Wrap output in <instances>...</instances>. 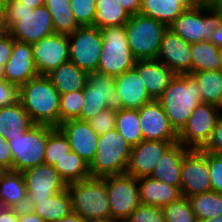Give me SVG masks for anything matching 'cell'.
<instances>
[{"label":"cell","instance_id":"cell-1","mask_svg":"<svg viewBox=\"0 0 222 222\" xmlns=\"http://www.w3.org/2000/svg\"><path fill=\"white\" fill-rule=\"evenodd\" d=\"M3 11L8 34L16 41L33 44L55 33L45 5L33 9L20 0H6Z\"/></svg>","mask_w":222,"mask_h":222},{"label":"cell","instance_id":"cell-2","mask_svg":"<svg viewBox=\"0 0 222 222\" xmlns=\"http://www.w3.org/2000/svg\"><path fill=\"white\" fill-rule=\"evenodd\" d=\"M19 102L34 124L59 127L60 93L46 75L19 86Z\"/></svg>","mask_w":222,"mask_h":222},{"label":"cell","instance_id":"cell-3","mask_svg":"<svg viewBox=\"0 0 222 222\" xmlns=\"http://www.w3.org/2000/svg\"><path fill=\"white\" fill-rule=\"evenodd\" d=\"M157 100L177 133L186 125L196 106L203 103L198 83L191 74L175 75Z\"/></svg>","mask_w":222,"mask_h":222},{"label":"cell","instance_id":"cell-4","mask_svg":"<svg viewBox=\"0 0 222 222\" xmlns=\"http://www.w3.org/2000/svg\"><path fill=\"white\" fill-rule=\"evenodd\" d=\"M67 189L72 198V211L87 222H112L105 181L91 177L71 183Z\"/></svg>","mask_w":222,"mask_h":222},{"label":"cell","instance_id":"cell-5","mask_svg":"<svg viewBox=\"0 0 222 222\" xmlns=\"http://www.w3.org/2000/svg\"><path fill=\"white\" fill-rule=\"evenodd\" d=\"M132 146L116 129L99 136L94 160L89 165L91 177L124 174Z\"/></svg>","mask_w":222,"mask_h":222},{"label":"cell","instance_id":"cell-6","mask_svg":"<svg viewBox=\"0 0 222 222\" xmlns=\"http://www.w3.org/2000/svg\"><path fill=\"white\" fill-rule=\"evenodd\" d=\"M128 46L138 59H156L168 26L140 13L131 15L125 24Z\"/></svg>","mask_w":222,"mask_h":222},{"label":"cell","instance_id":"cell-7","mask_svg":"<svg viewBox=\"0 0 222 222\" xmlns=\"http://www.w3.org/2000/svg\"><path fill=\"white\" fill-rule=\"evenodd\" d=\"M103 49L97 72L118 77L134 68L136 58L128 46L125 25L100 29Z\"/></svg>","mask_w":222,"mask_h":222},{"label":"cell","instance_id":"cell-8","mask_svg":"<svg viewBox=\"0 0 222 222\" xmlns=\"http://www.w3.org/2000/svg\"><path fill=\"white\" fill-rule=\"evenodd\" d=\"M54 129L35 124L25 133H19L7 141L13 155V171L23 172L45 163L47 138Z\"/></svg>","mask_w":222,"mask_h":222},{"label":"cell","instance_id":"cell-9","mask_svg":"<svg viewBox=\"0 0 222 222\" xmlns=\"http://www.w3.org/2000/svg\"><path fill=\"white\" fill-rule=\"evenodd\" d=\"M83 96L84 104L80 114L82 121L88 122L106 108L116 112L123 109L113 76L97 71L89 73Z\"/></svg>","mask_w":222,"mask_h":222},{"label":"cell","instance_id":"cell-10","mask_svg":"<svg viewBox=\"0 0 222 222\" xmlns=\"http://www.w3.org/2000/svg\"><path fill=\"white\" fill-rule=\"evenodd\" d=\"M222 21V16L210 6L185 9L168 28L192 44L209 40Z\"/></svg>","mask_w":222,"mask_h":222},{"label":"cell","instance_id":"cell-11","mask_svg":"<svg viewBox=\"0 0 222 222\" xmlns=\"http://www.w3.org/2000/svg\"><path fill=\"white\" fill-rule=\"evenodd\" d=\"M106 184L112 222H124L141 204L137 178L128 174L101 177Z\"/></svg>","mask_w":222,"mask_h":222},{"label":"cell","instance_id":"cell-12","mask_svg":"<svg viewBox=\"0 0 222 222\" xmlns=\"http://www.w3.org/2000/svg\"><path fill=\"white\" fill-rule=\"evenodd\" d=\"M69 61L88 73L97 71L103 49V37L95 26H79L68 34Z\"/></svg>","mask_w":222,"mask_h":222},{"label":"cell","instance_id":"cell-13","mask_svg":"<svg viewBox=\"0 0 222 222\" xmlns=\"http://www.w3.org/2000/svg\"><path fill=\"white\" fill-rule=\"evenodd\" d=\"M220 116V112L213 104L197 105L186 125L178 133L177 141L188 149H203L210 140Z\"/></svg>","mask_w":222,"mask_h":222},{"label":"cell","instance_id":"cell-14","mask_svg":"<svg viewBox=\"0 0 222 222\" xmlns=\"http://www.w3.org/2000/svg\"><path fill=\"white\" fill-rule=\"evenodd\" d=\"M180 176L182 196L189 198L211 191L208 151L190 149L182 160Z\"/></svg>","mask_w":222,"mask_h":222},{"label":"cell","instance_id":"cell-15","mask_svg":"<svg viewBox=\"0 0 222 222\" xmlns=\"http://www.w3.org/2000/svg\"><path fill=\"white\" fill-rule=\"evenodd\" d=\"M22 174L27 189L26 208L28 209L35 205L37 200L50 198L67 189L68 186L54 166L45 163L27 169Z\"/></svg>","mask_w":222,"mask_h":222},{"label":"cell","instance_id":"cell-16","mask_svg":"<svg viewBox=\"0 0 222 222\" xmlns=\"http://www.w3.org/2000/svg\"><path fill=\"white\" fill-rule=\"evenodd\" d=\"M32 45L34 65L39 75H47L69 61L68 35L54 33Z\"/></svg>","mask_w":222,"mask_h":222},{"label":"cell","instance_id":"cell-17","mask_svg":"<svg viewBox=\"0 0 222 222\" xmlns=\"http://www.w3.org/2000/svg\"><path fill=\"white\" fill-rule=\"evenodd\" d=\"M176 142L142 140L132 146L125 174L135 178L150 176L166 150Z\"/></svg>","mask_w":222,"mask_h":222},{"label":"cell","instance_id":"cell-18","mask_svg":"<svg viewBox=\"0 0 222 222\" xmlns=\"http://www.w3.org/2000/svg\"><path fill=\"white\" fill-rule=\"evenodd\" d=\"M156 59L164 63L175 75L192 73L191 44L169 28L163 35Z\"/></svg>","mask_w":222,"mask_h":222},{"label":"cell","instance_id":"cell-19","mask_svg":"<svg viewBox=\"0 0 222 222\" xmlns=\"http://www.w3.org/2000/svg\"><path fill=\"white\" fill-rule=\"evenodd\" d=\"M139 120L143 140L177 141L178 133L158 100H151L139 109Z\"/></svg>","mask_w":222,"mask_h":222},{"label":"cell","instance_id":"cell-20","mask_svg":"<svg viewBox=\"0 0 222 222\" xmlns=\"http://www.w3.org/2000/svg\"><path fill=\"white\" fill-rule=\"evenodd\" d=\"M58 128L68 138L71 150L90 165L96 155L99 135L89 122L71 119L62 122Z\"/></svg>","mask_w":222,"mask_h":222},{"label":"cell","instance_id":"cell-21","mask_svg":"<svg viewBox=\"0 0 222 222\" xmlns=\"http://www.w3.org/2000/svg\"><path fill=\"white\" fill-rule=\"evenodd\" d=\"M38 75L32 45L14 40L11 57L4 65V79L21 86Z\"/></svg>","mask_w":222,"mask_h":222},{"label":"cell","instance_id":"cell-22","mask_svg":"<svg viewBox=\"0 0 222 222\" xmlns=\"http://www.w3.org/2000/svg\"><path fill=\"white\" fill-rule=\"evenodd\" d=\"M134 69L147 89L149 96L157 100L175 74L158 59H138Z\"/></svg>","mask_w":222,"mask_h":222},{"label":"cell","instance_id":"cell-23","mask_svg":"<svg viewBox=\"0 0 222 222\" xmlns=\"http://www.w3.org/2000/svg\"><path fill=\"white\" fill-rule=\"evenodd\" d=\"M115 82L123 109H140L153 100L134 68L116 77Z\"/></svg>","mask_w":222,"mask_h":222},{"label":"cell","instance_id":"cell-24","mask_svg":"<svg viewBox=\"0 0 222 222\" xmlns=\"http://www.w3.org/2000/svg\"><path fill=\"white\" fill-rule=\"evenodd\" d=\"M189 150L179 142L173 143L163 154L150 176L155 180L181 189L182 160Z\"/></svg>","mask_w":222,"mask_h":222},{"label":"cell","instance_id":"cell-25","mask_svg":"<svg viewBox=\"0 0 222 222\" xmlns=\"http://www.w3.org/2000/svg\"><path fill=\"white\" fill-rule=\"evenodd\" d=\"M137 182L140 202L143 205L163 208L182 196L178 187L155 180L151 176L139 177Z\"/></svg>","mask_w":222,"mask_h":222},{"label":"cell","instance_id":"cell-26","mask_svg":"<svg viewBox=\"0 0 222 222\" xmlns=\"http://www.w3.org/2000/svg\"><path fill=\"white\" fill-rule=\"evenodd\" d=\"M88 75V72L78 68L73 62L67 61L46 76L60 95H62L83 90L86 86Z\"/></svg>","mask_w":222,"mask_h":222},{"label":"cell","instance_id":"cell-27","mask_svg":"<svg viewBox=\"0 0 222 222\" xmlns=\"http://www.w3.org/2000/svg\"><path fill=\"white\" fill-rule=\"evenodd\" d=\"M27 205V189L22 172L8 170L0 182V206L22 209Z\"/></svg>","mask_w":222,"mask_h":222},{"label":"cell","instance_id":"cell-28","mask_svg":"<svg viewBox=\"0 0 222 222\" xmlns=\"http://www.w3.org/2000/svg\"><path fill=\"white\" fill-rule=\"evenodd\" d=\"M35 125L21 103L0 108V135L7 141Z\"/></svg>","mask_w":222,"mask_h":222},{"label":"cell","instance_id":"cell-29","mask_svg":"<svg viewBox=\"0 0 222 222\" xmlns=\"http://www.w3.org/2000/svg\"><path fill=\"white\" fill-rule=\"evenodd\" d=\"M30 209L45 222H55L73 212L72 198L68 189H65L50 198L37 200Z\"/></svg>","mask_w":222,"mask_h":222},{"label":"cell","instance_id":"cell-30","mask_svg":"<svg viewBox=\"0 0 222 222\" xmlns=\"http://www.w3.org/2000/svg\"><path fill=\"white\" fill-rule=\"evenodd\" d=\"M188 8L191 7L184 0H142L139 13L169 26Z\"/></svg>","mask_w":222,"mask_h":222},{"label":"cell","instance_id":"cell-31","mask_svg":"<svg viewBox=\"0 0 222 222\" xmlns=\"http://www.w3.org/2000/svg\"><path fill=\"white\" fill-rule=\"evenodd\" d=\"M93 26L102 29L125 25L130 14L116 0H96Z\"/></svg>","mask_w":222,"mask_h":222},{"label":"cell","instance_id":"cell-32","mask_svg":"<svg viewBox=\"0 0 222 222\" xmlns=\"http://www.w3.org/2000/svg\"><path fill=\"white\" fill-rule=\"evenodd\" d=\"M192 73L220 70L221 49L209 40L191 44Z\"/></svg>","mask_w":222,"mask_h":222},{"label":"cell","instance_id":"cell-33","mask_svg":"<svg viewBox=\"0 0 222 222\" xmlns=\"http://www.w3.org/2000/svg\"><path fill=\"white\" fill-rule=\"evenodd\" d=\"M53 166L67 185L91 178L88 163L72 150Z\"/></svg>","mask_w":222,"mask_h":222},{"label":"cell","instance_id":"cell-34","mask_svg":"<svg viewBox=\"0 0 222 222\" xmlns=\"http://www.w3.org/2000/svg\"><path fill=\"white\" fill-rule=\"evenodd\" d=\"M44 5L52 17L55 33L68 35L79 27L75 21L70 0H45Z\"/></svg>","mask_w":222,"mask_h":222},{"label":"cell","instance_id":"cell-35","mask_svg":"<svg viewBox=\"0 0 222 222\" xmlns=\"http://www.w3.org/2000/svg\"><path fill=\"white\" fill-rule=\"evenodd\" d=\"M115 129L131 145L143 140L140 127L139 109H122L116 112Z\"/></svg>","mask_w":222,"mask_h":222},{"label":"cell","instance_id":"cell-36","mask_svg":"<svg viewBox=\"0 0 222 222\" xmlns=\"http://www.w3.org/2000/svg\"><path fill=\"white\" fill-rule=\"evenodd\" d=\"M198 220L212 219L222 215V193L209 191L189 197Z\"/></svg>","mask_w":222,"mask_h":222},{"label":"cell","instance_id":"cell-37","mask_svg":"<svg viewBox=\"0 0 222 222\" xmlns=\"http://www.w3.org/2000/svg\"><path fill=\"white\" fill-rule=\"evenodd\" d=\"M191 75L198 83L202 102L215 105L222 91V71H199Z\"/></svg>","mask_w":222,"mask_h":222},{"label":"cell","instance_id":"cell-38","mask_svg":"<svg viewBox=\"0 0 222 222\" xmlns=\"http://www.w3.org/2000/svg\"><path fill=\"white\" fill-rule=\"evenodd\" d=\"M68 138L59 128H55L47 138L46 149L44 153L45 164L54 165L58 160L70 152Z\"/></svg>","mask_w":222,"mask_h":222},{"label":"cell","instance_id":"cell-39","mask_svg":"<svg viewBox=\"0 0 222 222\" xmlns=\"http://www.w3.org/2000/svg\"><path fill=\"white\" fill-rule=\"evenodd\" d=\"M162 209L166 222H198L188 197L181 196Z\"/></svg>","mask_w":222,"mask_h":222},{"label":"cell","instance_id":"cell-40","mask_svg":"<svg viewBox=\"0 0 222 222\" xmlns=\"http://www.w3.org/2000/svg\"><path fill=\"white\" fill-rule=\"evenodd\" d=\"M84 104L83 90L60 95L59 125L67 120L79 119Z\"/></svg>","mask_w":222,"mask_h":222},{"label":"cell","instance_id":"cell-41","mask_svg":"<svg viewBox=\"0 0 222 222\" xmlns=\"http://www.w3.org/2000/svg\"><path fill=\"white\" fill-rule=\"evenodd\" d=\"M95 3L96 0H70L75 21L79 26H93Z\"/></svg>","mask_w":222,"mask_h":222},{"label":"cell","instance_id":"cell-42","mask_svg":"<svg viewBox=\"0 0 222 222\" xmlns=\"http://www.w3.org/2000/svg\"><path fill=\"white\" fill-rule=\"evenodd\" d=\"M124 222H166L160 207L140 204Z\"/></svg>","mask_w":222,"mask_h":222},{"label":"cell","instance_id":"cell-43","mask_svg":"<svg viewBox=\"0 0 222 222\" xmlns=\"http://www.w3.org/2000/svg\"><path fill=\"white\" fill-rule=\"evenodd\" d=\"M116 111L108 108L100 111L94 118L89 120L91 128L100 136L115 129Z\"/></svg>","mask_w":222,"mask_h":222},{"label":"cell","instance_id":"cell-44","mask_svg":"<svg viewBox=\"0 0 222 222\" xmlns=\"http://www.w3.org/2000/svg\"><path fill=\"white\" fill-rule=\"evenodd\" d=\"M208 167L212 191L222 193V155L208 152Z\"/></svg>","mask_w":222,"mask_h":222},{"label":"cell","instance_id":"cell-45","mask_svg":"<svg viewBox=\"0 0 222 222\" xmlns=\"http://www.w3.org/2000/svg\"><path fill=\"white\" fill-rule=\"evenodd\" d=\"M19 102V86L0 79V108L15 105Z\"/></svg>","mask_w":222,"mask_h":222},{"label":"cell","instance_id":"cell-46","mask_svg":"<svg viewBox=\"0 0 222 222\" xmlns=\"http://www.w3.org/2000/svg\"><path fill=\"white\" fill-rule=\"evenodd\" d=\"M202 150L216 155H222V115L218 118L212 136Z\"/></svg>","mask_w":222,"mask_h":222},{"label":"cell","instance_id":"cell-47","mask_svg":"<svg viewBox=\"0 0 222 222\" xmlns=\"http://www.w3.org/2000/svg\"><path fill=\"white\" fill-rule=\"evenodd\" d=\"M13 44L14 39L9 34L0 38V79L4 78V65L11 57Z\"/></svg>","mask_w":222,"mask_h":222},{"label":"cell","instance_id":"cell-48","mask_svg":"<svg viewBox=\"0 0 222 222\" xmlns=\"http://www.w3.org/2000/svg\"><path fill=\"white\" fill-rule=\"evenodd\" d=\"M0 165L13 170V155L5 137L0 135Z\"/></svg>","mask_w":222,"mask_h":222},{"label":"cell","instance_id":"cell-49","mask_svg":"<svg viewBox=\"0 0 222 222\" xmlns=\"http://www.w3.org/2000/svg\"><path fill=\"white\" fill-rule=\"evenodd\" d=\"M18 222H45L35 212L28 208L18 209Z\"/></svg>","mask_w":222,"mask_h":222},{"label":"cell","instance_id":"cell-50","mask_svg":"<svg viewBox=\"0 0 222 222\" xmlns=\"http://www.w3.org/2000/svg\"><path fill=\"white\" fill-rule=\"evenodd\" d=\"M0 222H18V209L0 206Z\"/></svg>","mask_w":222,"mask_h":222},{"label":"cell","instance_id":"cell-51","mask_svg":"<svg viewBox=\"0 0 222 222\" xmlns=\"http://www.w3.org/2000/svg\"><path fill=\"white\" fill-rule=\"evenodd\" d=\"M130 15L140 12L142 0H116Z\"/></svg>","mask_w":222,"mask_h":222},{"label":"cell","instance_id":"cell-52","mask_svg":"<svg viewBox=\"0 0 222 222\" xmlns=\"http://www.w3.org/2000/svg\"><path fill=\"white\" fill-rule=\"evenodd\" d=\"M209 41L219 49H222V21L215 32L210 36Z\"/></svg>","mask_w":222,"mask_h":222},{"label":"cell","instance_id":"cell-53","mask_svg":"<svg viewBox=\"0 0 222 222\" xmlns=\"http://www.w3.org/2000/svg\"><path fill=\"white\" fill-rule=\"evenodd\" d=\"M55 222H87V221L83 219L80 215L72 212L70 215L63 217Z\"/></svg>","mask_w":222,"mask_h":222},{"label":"cell","instance_id":"cell-54","mask_svg":"<svg viewBox=\"0 0 222 222\" xmlns=\"http://www.w3.org/2000/svg\"><path fill=\"white\" fill-rule=\"evenodd\" d=\"M190 7L210 6L212 0H184Z\"/></svg>","mask_w":222,"mask_h":222},{"label":"cell","instance_id":"cell-55","mask_svg":"<svg viewBox=\"0 0 222 222\" xmlns=\"http://www.w3.org/2000/svg\"><path fill=\"white\" fill-rule=\"evenodd\" d=\"M8 34V29L6 27L4 11L3 8H0V38Z\"/></svg>","mask_w":222,"mask_h":222},{"label":"cell","instance_id":"cell-56","mask_svg":"<svg viewBox=\"0 0 222 222\" xmlns=\"http://www.w3.org/2000/svg\"><path fill=\"white\" fill-rule=\"evenodd\" d=\"M22 1L25 5L31 6V8H36L43 6L45 3V0H20Z\"/></svg>","mask_w":222,"mask_h":222},{"label":"cell","instance_id":"cell-57","mask_svg":"<svg viewBox=\"0 0 222 222\" xmlns=\"http://www.w3.org/2000/svg\"><path fill=\"white\" fill-rule=\"evenodd\" d=\"M211 5L222 16V0H212Z\"/></svg>","mask_w":222,"mask_h":222},{"label":"cell","instance_id":"cell-58","mask_svg":"<svg viewBox=\"0 0 222 222\" xmlns=\"http://www.w3.org/2000/svg\"><path fill=\"white\" fill-rule=\"evenodd\" d=\"M215 107L218 109V111L222 115V91H221L220 96L217 100V103L215 104Z\"/></svg>","mask_w":222,"mask_h":222},{"label":"cell","instance_id":"cell-59","mask_svg":"<svg viewBox=\"0 0 222 222\" xmlns=\"http://www.w3.org/2000/svg\"><path fill=\"white\" fill-rule=\"evenodd\" d=\"M198 222H222V215H219L212 219L198 220Z\"/></svg>","mask_w":222,"mask_h":222},{"label":"cell","instance_id":"cell-60","mask_svg":"<svg viewBox=\"0 0 222 222\" xmlns=\"http://www.w3.org/2000/svg\"><path fill=\"white\" fill-rule=\"evenodd\" d=\"M8 169H6L4 166L0 165V182L3 179L4 175L7 173Z\"/></svg>","mask_w":222,"mask_h":222},{"label":"cell","instance_id":"cell-61","mask_svg":"<svg viewBox=\"0 0 222 222\" xmlns=\"http://www.w3.org/2000/svg\"><path fill=\"white\" fill-rule=\"evenodd\" d=\"M5 3H6V0H0V8H3Z\"/></svg>","mask_w":222,"mask_h":222},{"label":"cell","instance_id":"cell-62","mask_svg":"<svg viewBox=\"0 0 222 222\" xmlns=\"http://www.w3.org/2000/svg\"><path fill=\"white\" fill-rule=\"evenodd\" d=\"M220 70L222 71V49H221V65H220Z\"/></svg>","mask_w":222,"mask_h":222}]
</instances>
